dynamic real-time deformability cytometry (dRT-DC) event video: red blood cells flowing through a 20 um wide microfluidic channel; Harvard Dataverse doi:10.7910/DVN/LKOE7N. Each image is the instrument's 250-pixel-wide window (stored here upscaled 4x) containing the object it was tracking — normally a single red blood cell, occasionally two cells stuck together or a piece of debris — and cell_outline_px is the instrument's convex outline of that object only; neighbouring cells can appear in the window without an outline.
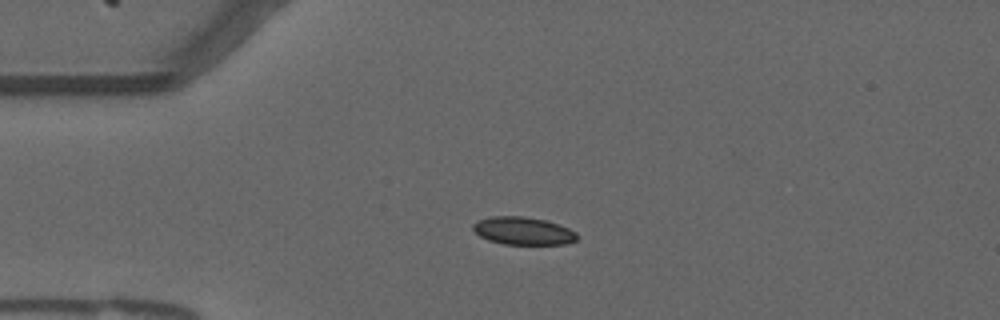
{"species": "common noctule bat (a hibernating species)", "species_latin": "Nyctalus noctula", "temperature_condition": "warm", "stored_images_in_passage": 43, "camera_frame_rate_fps": 3000, "um_per_image_px": 0.085, "animal": {"sex": "male", "forearm_length_mm": 52.5}, "frame": {"image": 1, "passage_image": 1, "time_ms": 0.0, "image_size_px": [1000, 320], "cell_outline_px": [[576, 240], [564, 244], [504, 244], [488, 240], [480, 236], [472, 228], [472, 224], [480, 220], [492, 216], [520, 216], [548, 220], [568, 228], [576, 232]], "centroid_in_image_um": [44.46, 19.62], "position_along_channel_um": 40.5, "area_um2": 16.7}}
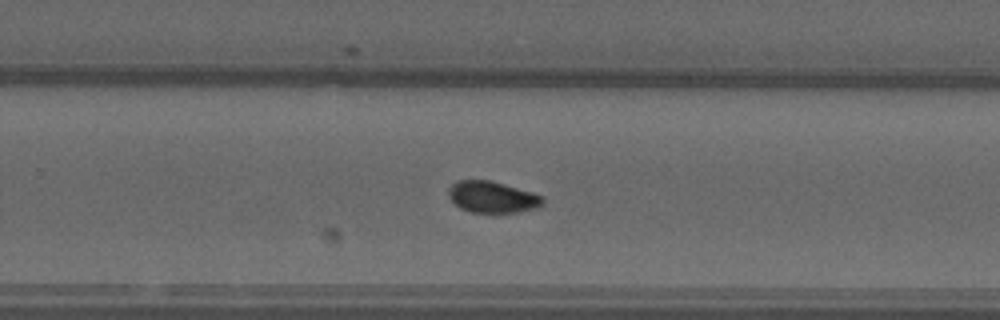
{"frame": {"image": 2, "passage_image": 23, "time_ms": 7.333, "image_size_px": [1000, 320], "cell_outline_px": [[544, 204], [540, 208], [520, 212], [472, 212], [460, 208], [448, 196], [448, 188], [452, 184], [460, 180], [488, 180], [504, 184], [532, 192], [544, 196]], "centroid_in_image_um": [41.89, 16.75], "position_along_channel_um": 287.9, "area_um2": 17.34}}
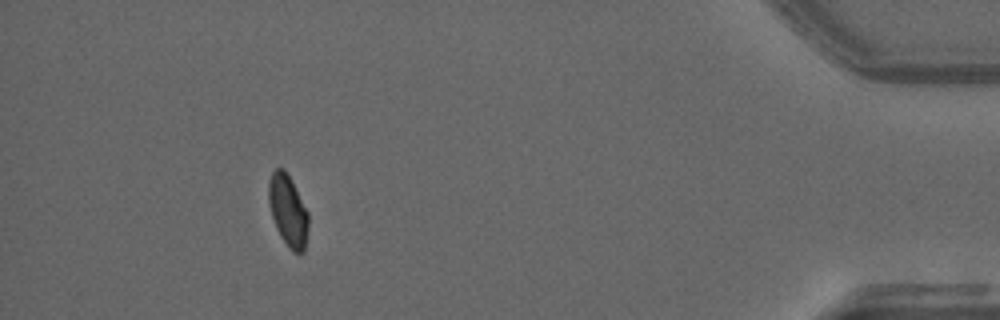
{"frame": {"image": 3, "passage_image": 38, "time_ms": 12.333, "image_size_px": [1000, 320], "cell_outline_px": [[308, 228], [304, 252], [292, 252], [288, 248], [280, 236], [276, 228], [268, 204], [268, 180], [272, 172], [276, 168], [284, 168], [308, 212]], "centroid_in_image_um": [24.46, 17.92], "position_along_channel_um": 410.7, "area_um2": 16.53}, "authors_computed_cell_mechanics": {"area_um2": 17.34, "velocity_mm_per_s": 3.7189, "shape_relaxation_time_tau1_ms": 10.5464, "shape_relaxation_time_tau2_ms": null, "deformation_change_tau1": 0.1989, "deformation_change_tau2": null}}